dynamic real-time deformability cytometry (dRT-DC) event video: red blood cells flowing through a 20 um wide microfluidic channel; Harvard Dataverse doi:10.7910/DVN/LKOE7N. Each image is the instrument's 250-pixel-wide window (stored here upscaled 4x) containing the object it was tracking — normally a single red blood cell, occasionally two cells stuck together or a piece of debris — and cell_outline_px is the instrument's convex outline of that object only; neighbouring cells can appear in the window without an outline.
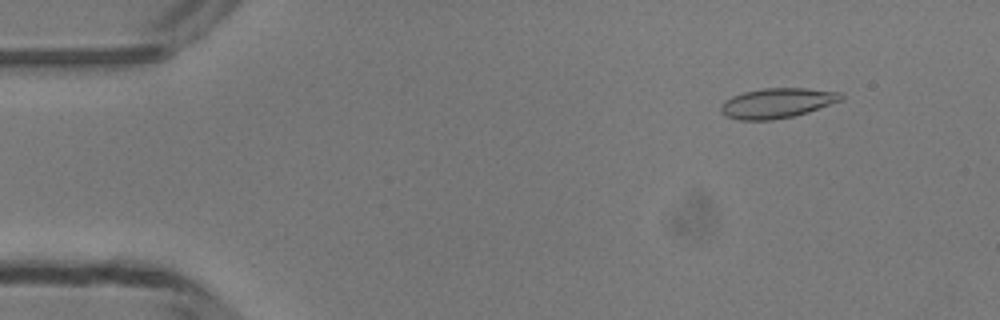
{"species": "common noctule bat (a hibernating species)", "species_latin": "Nyctalus noctula", "temperature_condition": "room temperature", "stored_images_in_passage": 49, "camera_frame_rate_fps": 3000, "um_per_image_px": 0.085, "animal": {"sex": "male", "body_mass_g": 13.3}, "frame": {"image": 1, "passage_image": 6, "time_ms": 1.667, "image_size_px": [1000, 320], "cell_outline_px": [[844, 96], [840, 100], [808, 112], [792, 116], [772, 120], [740, 120], [724, 116], [720, 112], [720, 104], [724, 100], [732, 96], [744, 92], [764, 88], [804, 88], [840, 92]], "centroid_in_image_um": [65.99, 8.76], "position_along_channel_um": 19.0, "area_um2": 20.92}}
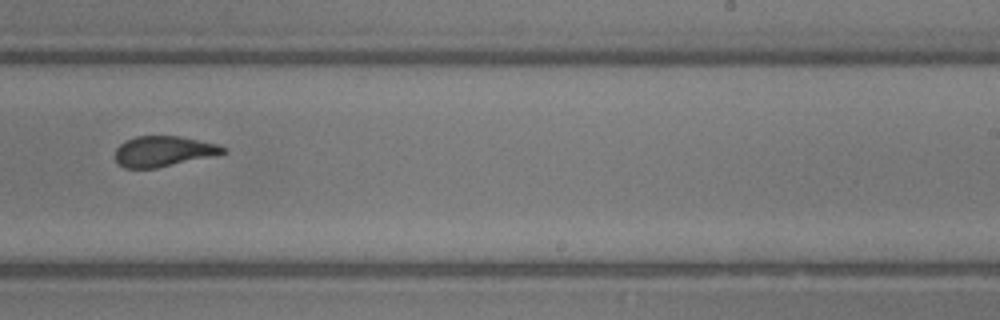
{"frame": {"image": 2, "passage_image": 31, "time_ms": 10.0, "image_size_px": [1000, 320], "cell_outline_px": [[228, 152], [216, 156], [156, 168], [124, 168], [116, 160], [116, 148], [124, 140], [136, 136], [180, 136], [216, 144], [228, 148]], "centroid_in_image_um": [13.93, 12.86], "position_along_channel_um": 275.1, "area_um2": 19.31}}
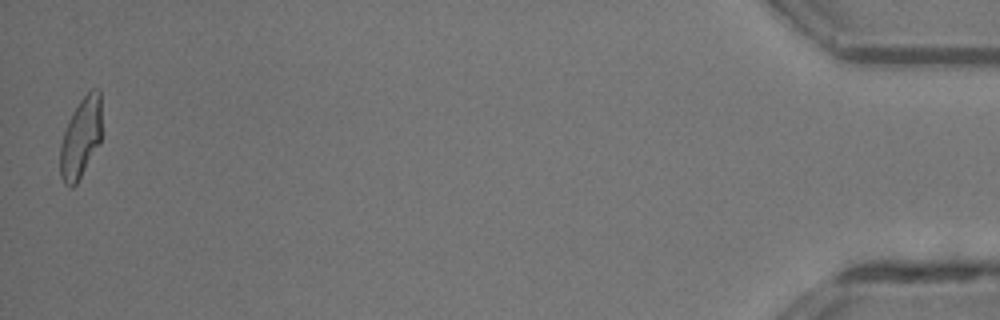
{"frame": {"image": 3, "passage_image": 49, "time_ms": 16.0, "image_size_px": [1000, 320], "cell_outline_px": [[100, 140], [76, 184], [72, 188], [68, 188], [64, 184], [60, 176], [60, 144], [68, 120], [72, 112], [80, 100], [92, 88], [100, 88]], "centroid_in_image_um": [6.83, 11.71], "position_along_channel_um": 428.4, "area_um2": 19.13}, "authors_computed_cell_mechanics": {"area_um2": 20.2878, "velocity_mm_per_s": 4.1876, "shape_relaxation_time_tau1_ms": 7.02, "shape_relaxation_time_tau2_ms": 1.495, "deformation_change_tau1": 0.1958, "deformation_change_tau2": 0.0745}}